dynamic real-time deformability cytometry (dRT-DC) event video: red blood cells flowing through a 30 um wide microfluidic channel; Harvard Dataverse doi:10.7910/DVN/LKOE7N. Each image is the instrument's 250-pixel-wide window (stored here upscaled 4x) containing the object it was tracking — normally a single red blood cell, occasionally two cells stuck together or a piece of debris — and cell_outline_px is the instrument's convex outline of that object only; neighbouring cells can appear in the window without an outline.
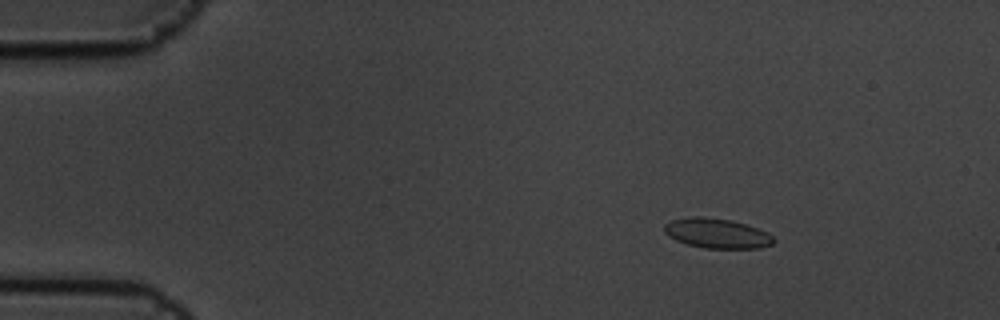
{"species": "common noctule bat (a hibernating species)", "species_latin": "Nyctalus noctula", "temperature_condition": "cold", "stored_images_in_passage": 5, "camera_frame_rate_fps": 3000, "um_per_image_px": 0.085, "animal": {"sex": "male", "body_mass_g": 19.5, "forearm_length_mm": 54.6}, "frame": {"image": 1, "passage_image": 2, "time_ms": 0.333, "image_size_px": [1000, 320], "cell_outline_px": [[776, 240], [772, 244], [760, 248], [704, 248], [688, 244], [676, 240], [668, 236], [664, 232], [664, 224], [672, 220], [692, 216], [704, 216], [732, 220], [768, 232]], "centroid_in_image_um": [60.93, 19.83], "position_along_channel_um": 24.1, "area_um2": 19.02}}